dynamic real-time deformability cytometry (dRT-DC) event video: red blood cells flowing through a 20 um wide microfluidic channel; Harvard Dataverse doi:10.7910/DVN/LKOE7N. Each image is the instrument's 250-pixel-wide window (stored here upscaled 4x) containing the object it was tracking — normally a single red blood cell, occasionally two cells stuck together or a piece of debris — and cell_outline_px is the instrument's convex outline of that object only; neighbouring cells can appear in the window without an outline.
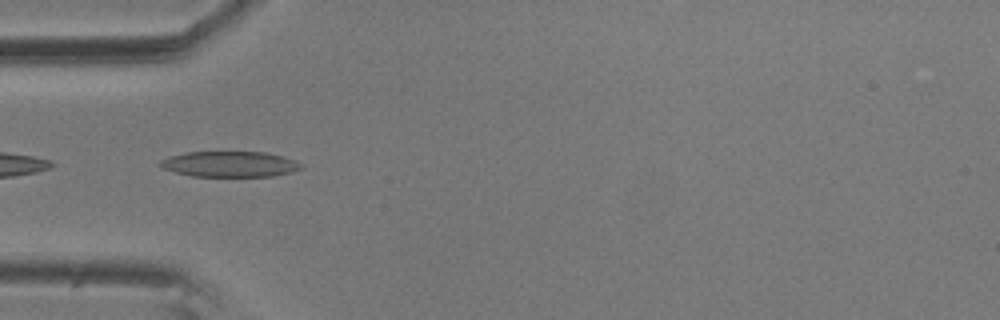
{"species": "common noctule bat (a hibernating species)", "species_latin": "Nyctalus noctula", "temperature_condition": "room temperature", "stored_images_in_passage": 31, "camera_frame_rate_fps": 3000, "um_per_image_px": 0.085, "animal": {"sex": "male", "body_mass_g": 20.5, "forearm_length_mm": 52.5}, "frame": {"image": 1, "passage_image": 2, "time_ms": 0.333, "image_size_px": [1000, 320], "cell_outline_px": [[304, 168], [292, 172], [272, 176], [192, 176], [176, 172], [164, 168], [160, 164], [160, 160], [168, 156], [184, 152], [264, 152], [296, 160]], "centroid_in_image_um": [19.54, 13.95], "position_along_channel_um": 65.5, "area_um2": 20.92}}
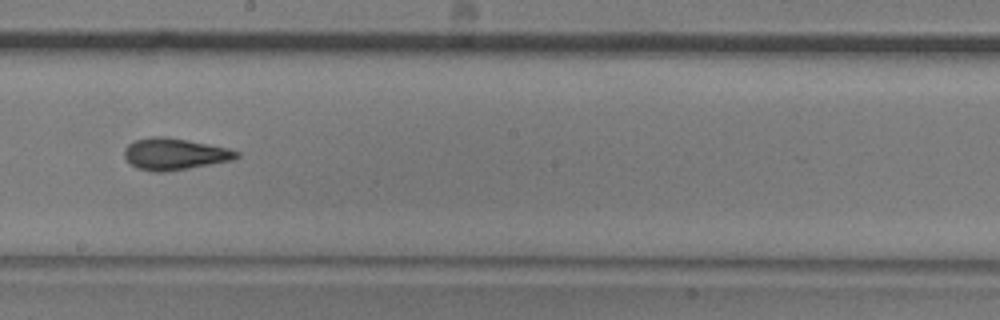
{"frame": {"image": 2, "passage_image": 16, "time_ms": 5.0, "image_size_px": [1000, 320], "cell_outline_px": [[240, 156], [232, 160], [188, 168], [164, 172], [152, 172], [136, 168], [128, 164], [124, 156], [124, 148], [128, 144], [136, 140], [152, 136], [164, 136], [188, 140], [228, 148], [240, 152]], "centroid_in_image_um": [14.8, 13.09], "position_along_channel_um": 233.4, "area_um2": 20.81}}
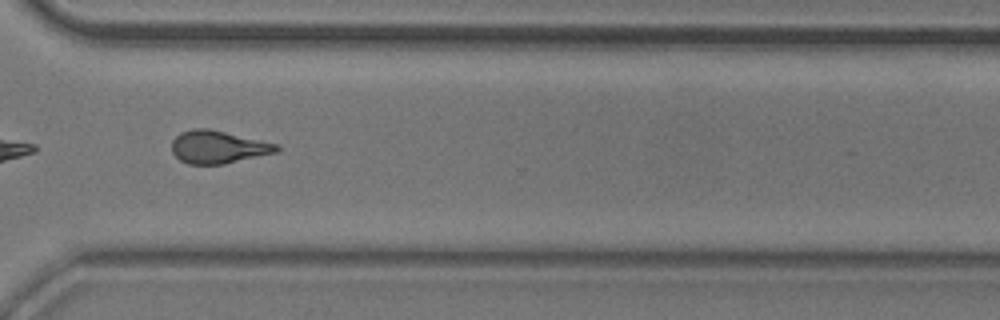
{"frame": {"image": 3, "passage_image": 26, "time_ms": 8.333, "image_size_px": [1000, 320], "cell_outline_px": [[280, 148], [276, 152], [224, 164], [188, 164], [180, 160], [172, 152], [172, 140], [180, 132], [196, 128], [208, 128], [280, 144]], "centroid_in_image_um": [18.54, 12.49], "position_along_channel_um": 352.1, "area_um2": 20.0}, "authors_computed_cell_mechanics": {"area_um2": 19.9988, "velocity_mm_per_s": 3.577, "shape_relaxation_time_tau1_ms": 9.8599, "shape_relaxation_time_tau2_ms": 2.5901, "deformation_change_tau1": 0.2098, "deformation_change_tau2": 0.1097}}